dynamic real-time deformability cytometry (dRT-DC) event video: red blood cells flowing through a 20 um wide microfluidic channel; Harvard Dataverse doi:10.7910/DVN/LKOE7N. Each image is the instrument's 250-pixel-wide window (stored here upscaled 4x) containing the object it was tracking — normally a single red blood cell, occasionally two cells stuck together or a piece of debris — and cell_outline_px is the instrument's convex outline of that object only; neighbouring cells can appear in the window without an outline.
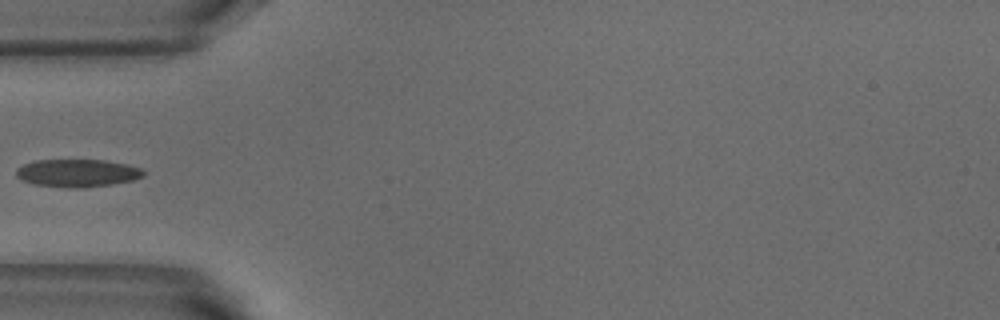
{"species": "common noctule bat (a hibernating species)", "species_latin": "Nyctalus noctula", "temperature_condition": "warm", "stored_images_in_passage": 4, "camera_frame_rate_fps": 3000, "um_per_image_px": 0.085, "animal": {"sex": "male", "body_mass_g": 18.8}, "frame": {"image": 1, "passage_image": 3, "time_ms": 0.667, "image_size_px": [1000, 320], "cell_outline_px": [[144, 176], [132, 180], [112, 184], [84, 188], [68, 188], [32, 184], [20, 180], [16, 176], [16, 168], [32, 160], [104, 160], [128, 164], [140, 168], [144, 172]], "centroid_in_image_um": [6.53, 14.71], "position_along_channel_um": 78.5, "area_um2": 20.81}}
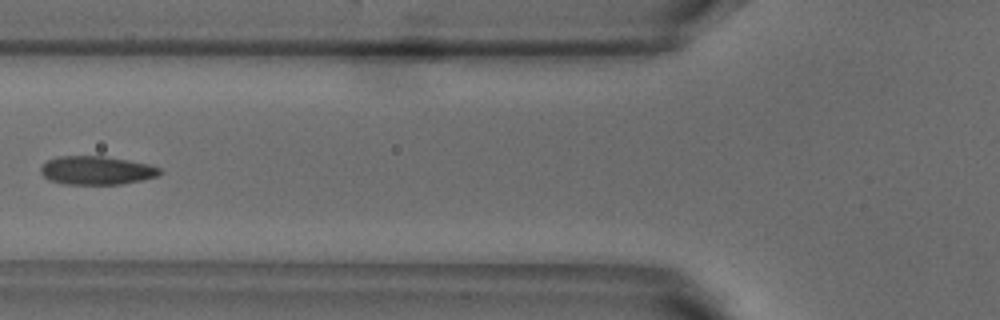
{"frame": {"image": 2, "passage_image": 4, "time_ms": 1.0, "image_size_px": [1000, 320], "cell_outline_px": [[164, 172], [156, 176], [140, 180], [120, 184], [64, 184], [48, 180], [40, 172], [40, 168], [48, 160], [56, 156], [104, 156], [128, 160], [148, 164], [160, 168]], "centroid_in_image_um": [8.19, 14.48], "position_along_channel_um": 117.6, "area_um2": 19.77}}